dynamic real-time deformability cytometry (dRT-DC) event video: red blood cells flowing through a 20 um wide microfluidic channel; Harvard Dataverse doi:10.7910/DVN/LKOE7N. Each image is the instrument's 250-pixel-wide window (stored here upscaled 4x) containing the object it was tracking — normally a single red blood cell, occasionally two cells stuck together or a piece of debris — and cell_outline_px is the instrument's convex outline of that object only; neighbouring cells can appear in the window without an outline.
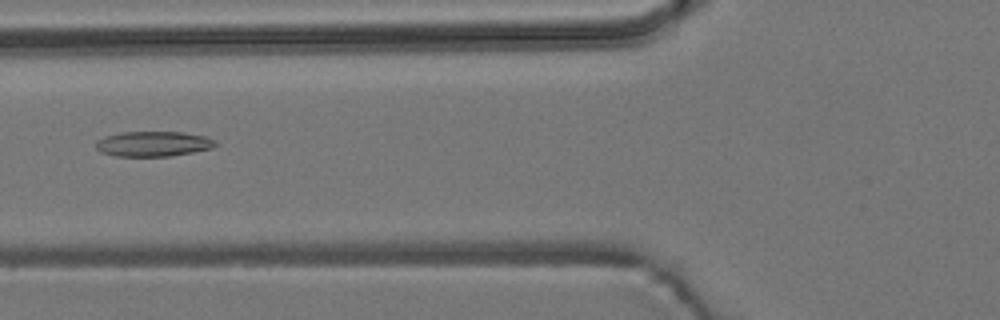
{"species": "common noctule bat (a hibernating species)", "species_latin": "Nyctalus noctula", "temperature_condition": "room temperature", "stored_images_in_passage": 7, "camera_frame_rate_fps": 3000, "um_per_image_px": 0.085, "animal": {"sex": "male", "body_mass_g": 19.2, "forearm_length_mm": 51.8}, "frame": {"image": 1, "passage_image": 4, "time_ms": 4.333, "image_size_px": [1000, 320], "cell_outline_px": [[220, 144], [212, 148], [172, 156], [116, 156], [100, 152], [96, 148], [96, 140], [104, 136], [120, 132], [184, 132], [204, 136], [216, 140]], "centroid_in_image_um": [13.03, 12.22], "position_along_channel_um": 112.8, "area_um2": 17.69}}
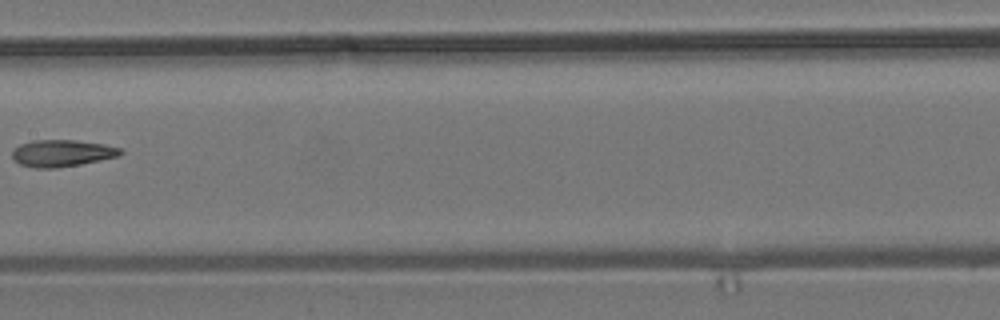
{"frame": {"image": 2, "passage_image": 6, "time_ms": 6.667, "image_size_px": [1000, 320], "cell_outline_px": [[124, 152], [120, 156], [80, 164], [56, 168], [36, 168], [20, 164], [12, 156], [12, 152], [20, 144], [32, 140], [76, 140], [104, 144], [120, 148]], "centroid_in_image_um": [5.29, 13.01], "position_along_channel_um": 202.1, "area_um2": 16.88}}
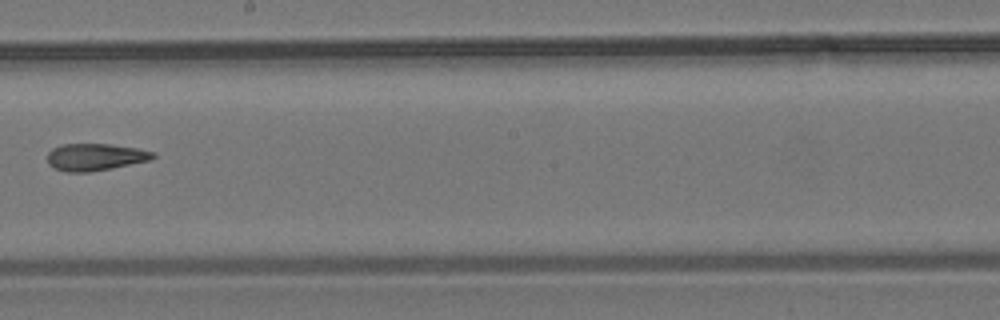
{"frame": {"image": 3, "passage_image": 7, "time_ms": 7.667, "image_size_px": [1000, 320], "cell_outline_px": [[156, 156], [148, 160], [112, 168], [88, 172], [64, 172], [52, 168], [48, 164], [48, 152], [52, 148], [60, 144], [108, 144], [136, 148], [156, 152]], "centroid_in_image_um": [8.04, 13.35], "position_along_channel_um": 240.2, "area_um2": 16.7}}